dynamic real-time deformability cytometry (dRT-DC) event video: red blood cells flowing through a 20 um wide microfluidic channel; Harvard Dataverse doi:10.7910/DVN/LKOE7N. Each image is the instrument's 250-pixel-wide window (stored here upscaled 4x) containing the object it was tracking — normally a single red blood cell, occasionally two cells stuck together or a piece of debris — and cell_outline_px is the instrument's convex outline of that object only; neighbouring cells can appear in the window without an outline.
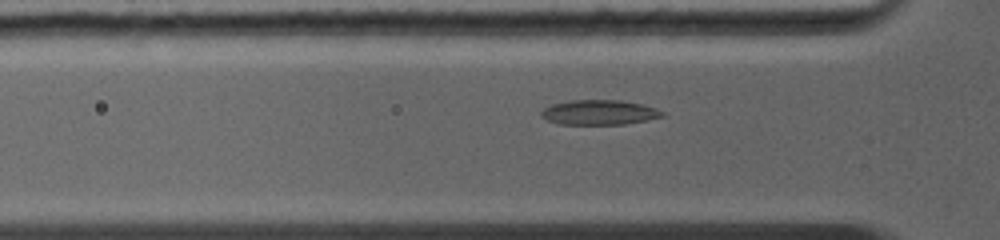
{"species": "common noctule bat (a hibernating species)", "species_latin": "Nyctalus noctula", "temperature_condition": "warm", "stored_images_in_passage": 40, "camera_frame_rate_fps": 5000, "um_per_image_px": 0.085, "animal": {"sex": "female", "body_mass_g": 19.0, "forearm_length_mm": 56.7}, "frame": {"image": 1, "passage_image": 13, "time_ms": 3.0, "image_size_px": [1000, 240], "cell_outline_px": [[664, 116], [648, 120], [624, 124], [560, 124], [548, 120], [540, 116], [540, 112], [544, 108], [552, 104], [572, 100], [620, 100], [640, 104], [656, 108], [664, 112]], "centroid_in_image_um": [50.93, 9.55], "position_along_channel_um": 74.9, "area_um2": 17.46}}
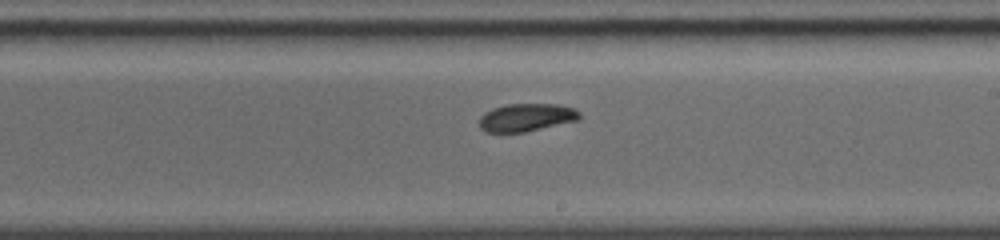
{"frame": {"image": 2, "passage_image": 28, "time_ms": 6.8, "image_size_px": [1000, 240], "cell_outline_px": [[580, 120], [524, 132], [484, 132], [480, 128], [480, 116], [484, 112], [492, 108], [504, 104], [556, 104], [572, 108], [580, 112]], "centroid_in_image_um": [44.72, 9.98], "position_along_channel_um": 244.3, "area_um2": 16.36}}
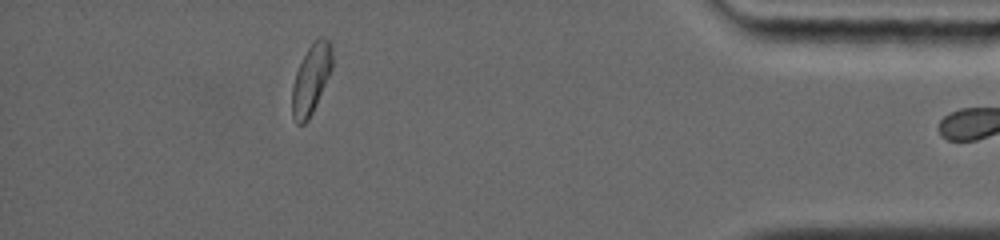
{"frame": {"image": 3, "passage_image": 39, "time_ms": 11.6, "image_size_px": [1000, 240], "cell_outline_px": [[332, 68], [316, 104], [308, 120], [304, 124], [296, 124], [292, 116], [292, 84], [296, 72], [308, 48], [320, 36], [324, 36], [332, 44]], "centroid_in_image_um": [26.44, 6.73], "position_along_channel_um": 408.8, "area_um2": 16.13}, "authors_computed_cell_mechanics": {"area_um2": 16.9643, "velocity_mm_per_s": 4.4575, "shape_relaxation_time_tau1_ms": null, "shape_relaxation_time_tau2_ms": 3.1602, "deformation_change_tau1": null, "deformation_change_tau2": 0.0466}}